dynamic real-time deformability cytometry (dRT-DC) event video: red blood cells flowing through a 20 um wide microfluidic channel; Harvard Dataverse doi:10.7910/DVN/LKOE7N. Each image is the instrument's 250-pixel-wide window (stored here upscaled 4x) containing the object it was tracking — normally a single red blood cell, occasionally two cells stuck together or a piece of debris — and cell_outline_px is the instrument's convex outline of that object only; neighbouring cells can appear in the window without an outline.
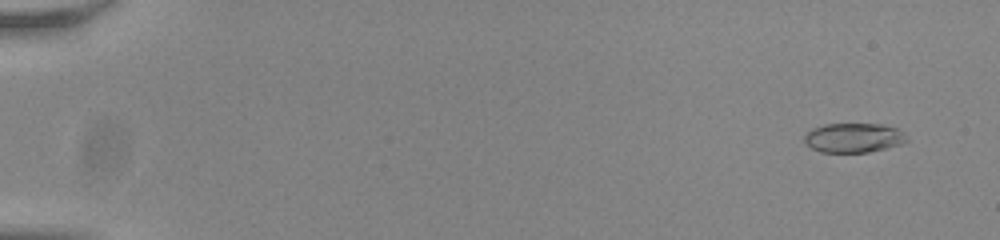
{"species": "common noctule bat (a hibernating species)", "species_latin": "Nyctalus noctula", "temperature_condition": "room temperature", "stored_images_in_passage": 55, "camera_frame_rate_fps": 3000, "um_per_image_px": 0.085, "animal": {"sex": "male", "body_mass_g": 20.0, "forearm_length_mm": 53.3}, "frame": {"image": 1, "passage_image": 3, "time_ms": 0.667, "image_size_px": [1000, 240], "cell_outline_px": [[908, 140], [900, 144], [868, 152], [820, 152], [812, 148], [804, 140], [804, 136], [812, 128], [824, 124], [880, 124], [900, 128], [904, 132]], "centroid_in_image_um": [72.57, 11.7], "position_along_channel_um": 12.4, "area_um2": 17.51}}
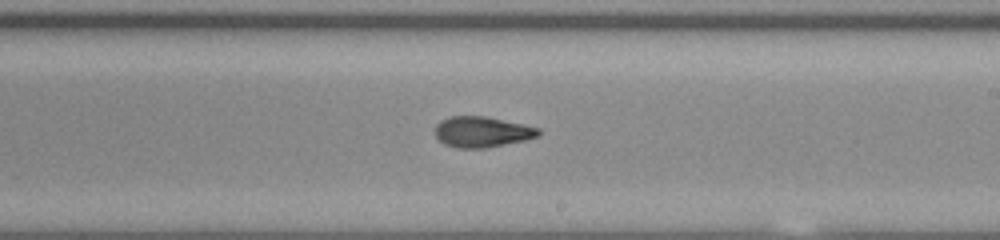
{"frame": {"image": 2, "passage_image": 34, "time_ms": 11.0, "image_size_px": [1000, 240], "cell_outline_px": [[540, 132], [536, 136], [524, 140], [484, 148], [456, 148], [444, 144], [436, 136], [436, 124], [440, 120], [448, 116], [484, 116], [524, 124], [540, 128]], "centroid_in_image_um": [40.94, 11.2], "position_along_channel_um": 248.1, "area_um2": 18.38}}
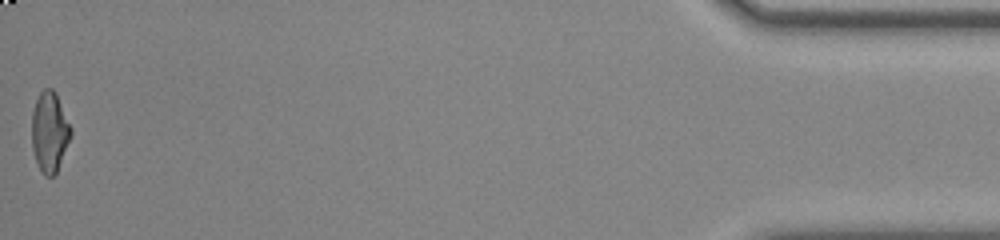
{"frame": {"image": 3, "passage_image": 55, "time_ms": 18.0, "image_size_px": [1000, 240], "cell_outline_px": [[72, 136], [56, 172], [52, 176], [44, 176], [36, 160], [32, 148], [32, 112], [36, 100], [40, 92], [44, 88], [52, 88], [56, 92], [72, 128]], "centroid_in_image_um": [4.23, 11.18], "position_along_channel_um": 431.0, "area_um2": 18.32}, "authors_computed_cell_mechanics": {"area_um2": 18.5538, "velocity_mm_per_s": 3.8375, "shape_relaxation_time_tau1_ms": null, "shape_relaxation_time_tau2_ms": 1.6821, "deformation_change_tau1": null, "deformation_change_tau2": 0.0775}}